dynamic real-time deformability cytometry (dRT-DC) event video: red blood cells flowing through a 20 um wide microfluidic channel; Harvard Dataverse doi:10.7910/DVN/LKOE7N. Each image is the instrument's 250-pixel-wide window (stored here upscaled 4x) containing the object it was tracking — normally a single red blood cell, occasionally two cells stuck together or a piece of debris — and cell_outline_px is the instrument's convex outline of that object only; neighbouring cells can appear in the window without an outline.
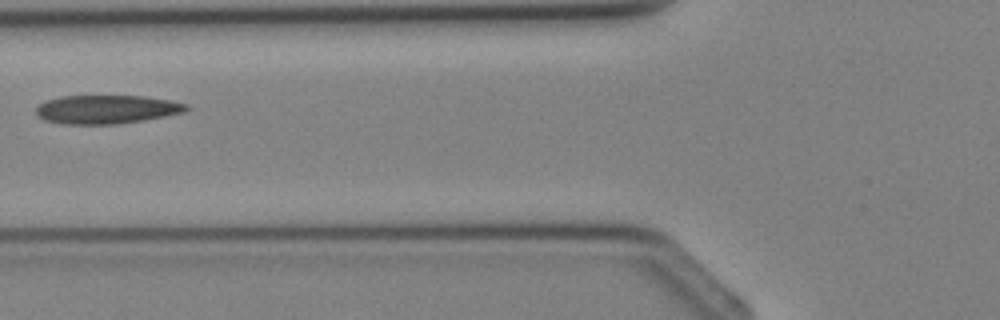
{"species": "Egyptian fruit bat (a non-hibernating species)", "species_latin": "Rousettus aegyptiacus", "temperature_condition": "cold", "stored_images_in_passage": 6, "camera_frame_rate_fps": 3000, "um_per_image_px": 0.085, "animal": {"sex": "female"}, "frame": {"image": 1, "passage_image": 6, "time_ms": 5.667, "image_size_px": [1000, 320], "cell_outline_px": [[192, 108], [184, 112], [144, 120], [116, 124], [64, 124], [44, 120], [36, 112], [36, 108], [40, 104], [48, 100], [60, 96], [144, 96], [168, 100], [188, 104]], "centroid_in_image_um": [9.09, 9.29], "position_along_channel_um": 116.7, "area_um2": 24.97}}